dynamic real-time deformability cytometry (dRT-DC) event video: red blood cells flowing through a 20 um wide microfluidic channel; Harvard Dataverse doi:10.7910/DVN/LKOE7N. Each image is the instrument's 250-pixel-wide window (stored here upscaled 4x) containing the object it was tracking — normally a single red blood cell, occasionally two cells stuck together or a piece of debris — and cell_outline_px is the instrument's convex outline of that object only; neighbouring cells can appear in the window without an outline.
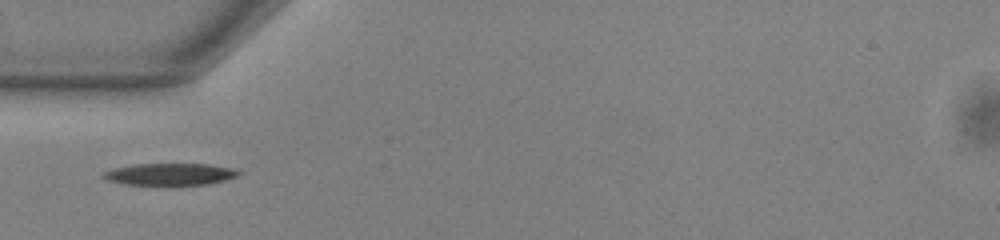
{"species": "common noctule bat (a hibernating species)", "species_latin": "Nyctalus noctula", "temperature_condition": "warm", "stored_images_in_passage": 37, "camera_frame_rate_fps": 3000, "um_per_image_px": 0.085, "animal": {"sex": "male", "body_mass_g": 13.0, "forearm_length_mm": 53.1}, "frame": {"image": 1, "passage_image": 1, "time_ms": 0.0, "image_size_px": [1000, 240], "cell_outline_px": [[244, 172], [240, 176], [208, 184], [164, 188], [124, 184], [108, 180], [100, 176], [104, 172], [116, 168], [132, 164], [208, 164], [232, 168]], "centroid_in_image_um": [14.47, 14.86], "position_along_channel_um": 70.5, "area_um2": 18.32}}
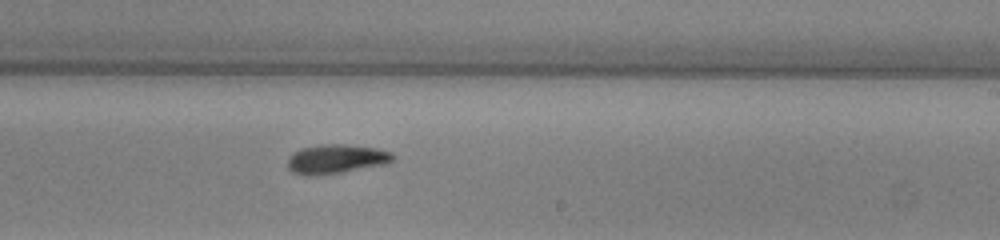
{"frame": {"image": 2, "passage_image": 16, "time_ms": 5.0, "image_size_px": [1000, 240], "cell_outline_px": [[396, 156], [392, 160], [384, 164], [340, 172], [316, 176], [308, 176], [292, 172], [288, 168], [288, 156], [300, 148], [320, 144], [344, 144], [376, 148], [392, 152]], "centroid_in_image_um": [28.53, 13.5], "position_along_channel_um": 260.5, "area_um2": 17.92}}
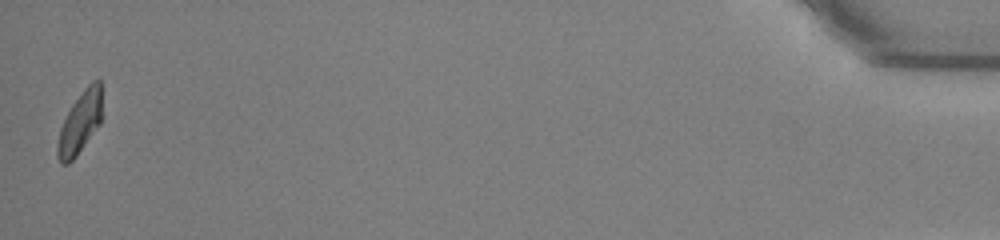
{"frame": {"image": 3, "passage_image": 37, "time_ms": 12.0, "image_size_px": [1000, 240], "cell_outline_px": [[104, 116], [100, 124], [76, 156], [68, 164], [60, 164], [56, 156], [56, 148], [60, 128], [72, 104], [84, 88], [92, 80], [100, 80]], "centroid_in_image_um": [6.83, 10.41], "position_along_channel_um": 428.4, "area_um2": 16.42}}